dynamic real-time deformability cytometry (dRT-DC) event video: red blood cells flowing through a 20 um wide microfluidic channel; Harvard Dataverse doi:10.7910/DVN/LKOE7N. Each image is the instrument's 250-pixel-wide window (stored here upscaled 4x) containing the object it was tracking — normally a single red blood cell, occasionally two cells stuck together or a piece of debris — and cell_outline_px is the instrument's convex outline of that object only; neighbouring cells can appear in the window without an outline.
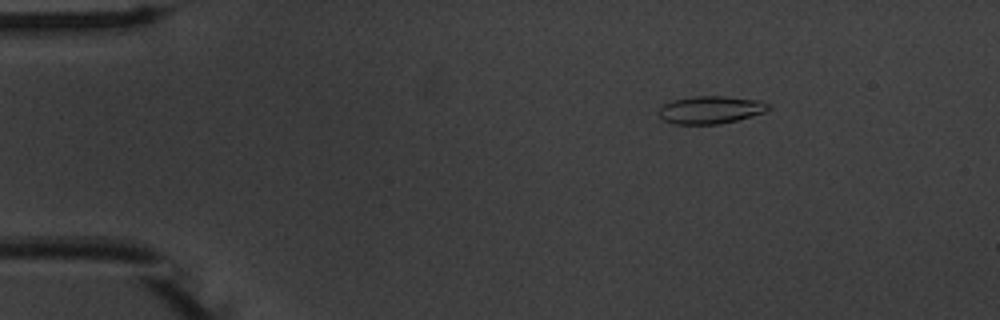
{"species": "common noctule bat (a hibernating species)", "species_latin": "Nyctalus noctula", "temperature_condition": "warm", "stored_images_in_passage": 55, "camera_frame_rate_fps": 3000, "um_per_image_px": 0.085, "animal": {"sex": "male", "body_mass_g": 20.1, "forearm_length_mm": 53.5}, "frame": {"image": 1, "passage_image": 9, "time_ms": 2.667, "image_size_px": [1000, 320], "cell_outline_px": [[772, 108], [764, 112], [752, 116], [720, 124], [676, 124], [664, 120], [656, 112], [664, 104], [672, 100], [692, 96], [728, 96], [760, 100], [768, 104]], "centroid_in_image_um": [60.4, 9.32], "position_along_channel_um": 24.6, "area_um2": 17.8}}
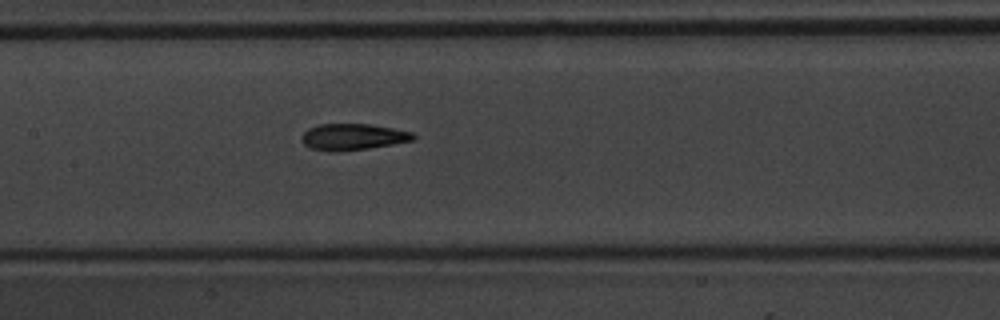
{"frame": {"image": 2, "passage_image": 27, "time_ms": 8.667, "image_size_px": [1000, 320], "cell_outline_px": [[416, 140], [368, 148], [340, 152], [328, 152], [308, 148], [300, 140], [300, 136], [308, 128], [320, 124], [372, 124], [412, 132], [416, 136]], "centroid_in_image_um": [29.95, 11.64], "position_along_channel_um": 177.4, "area_um2": 17.46}}
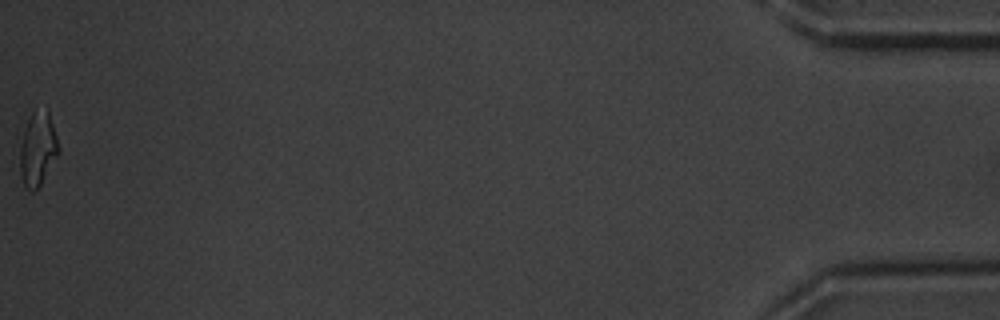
{"frame": {"image": 3, "passage_image": 55, "time_ms": 18.0, "image_size_px": [1000, 320], "cell_outline_px": [[60, 152], [40, 184], [32, 192], [28, 192], [24, 184], [20, 172], [20, 148], [24, 132], [28, 120], [32, 112], [48, 108], [60, 148]], "centroid_in_image_um": [3.23, 12.66], "position_along_channel_um": 432.0, "area_um2": 16.42}, "authors_computed_cell_mechanics": {"area_um2": 17.2244, "velocity_mm_per_s": 3.7592, "shape_relaxation_time_tau1_ms": 4.6421, "shape_relaxation_time_tau2_ms": 2.7124, "deformation_change_tau1": 0.2098, "deformation_change_tau2": 0.1225}}